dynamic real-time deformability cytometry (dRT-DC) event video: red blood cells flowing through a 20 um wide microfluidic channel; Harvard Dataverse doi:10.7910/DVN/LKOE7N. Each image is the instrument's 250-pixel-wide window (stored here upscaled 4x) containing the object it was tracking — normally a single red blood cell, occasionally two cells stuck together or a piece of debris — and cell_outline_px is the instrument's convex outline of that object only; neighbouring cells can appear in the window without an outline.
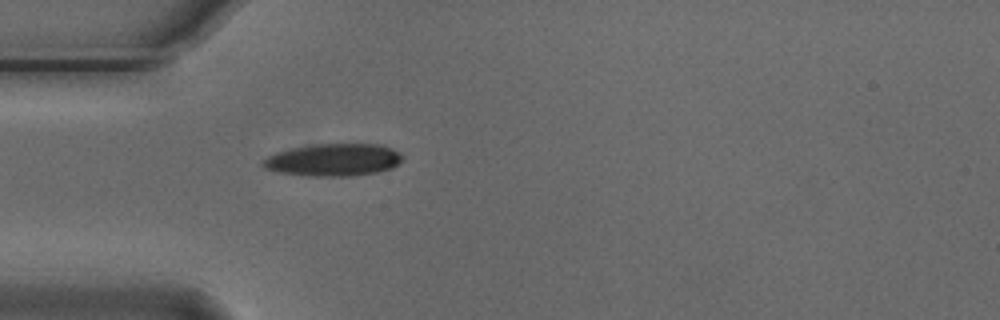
{"species": "Egyptian fruit bat (a non-hibernating species)", "species_latin": "Rousettus aegyptiacus", "temperature_condition": "cold", "stored_images_in_passage": 2, "camera_frame_rate_fps": 3000, "um_per_image_px": 0.085, "animal": {"sex": "male"}, "frame": {"image": 1, "passage_image": 2, "time_ms": 0.333, "image_size_px": [1000, 320], "cell_outline_px": [[404, 160], [392, 168], [376, 172], [352, 176], [308, 176], [276, 172], [264, 168], [260, 164], [260, 160], [276, 152], [292, 148], [312, 144], [380, 144], [392, 148], [400, 152], [404, 156]], "centroid_in_image_um": [28.34, 13.59], "position_along_channel_um": 56.7, "area_um2": 26.76}}